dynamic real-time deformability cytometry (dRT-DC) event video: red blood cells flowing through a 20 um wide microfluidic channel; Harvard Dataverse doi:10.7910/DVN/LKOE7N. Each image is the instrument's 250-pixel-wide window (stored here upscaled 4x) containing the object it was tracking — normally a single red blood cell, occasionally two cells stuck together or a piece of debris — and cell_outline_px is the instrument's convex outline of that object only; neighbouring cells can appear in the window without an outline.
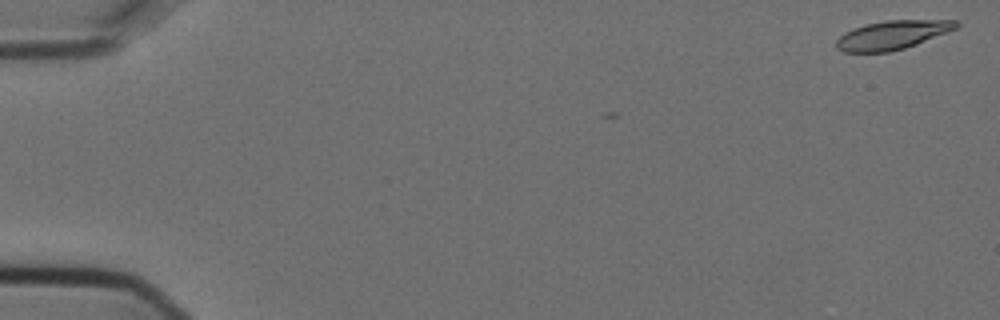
{"species": "Egyptian fruit bat (a non-hibernating species)", "species_latin": "Rousettus aegyptiacus", "temperature_condition": "cold", "stored_images_in_passage": 2, "camera_frame_rate_fps": 3000, "um_per_image_px": 0.085, "animal": {"sex": "female"}, "frame": {"image": 1, "passage_image": 2, "time_ms": 0.333, "image_size_px": [1000, 320], "cell_outline_px": [[960, 24], [956, 28], [948, 32], [916, 44], [904, 48], [888, 52], [844, 52], [836, 48], [836, 40], [844, 32], [864, 24], [884, 20], [956, 20]], "centroid_in_image_um": [75.82, 2.97], "position_along_channel_um": 9.2, "area_um2": 20.11}}